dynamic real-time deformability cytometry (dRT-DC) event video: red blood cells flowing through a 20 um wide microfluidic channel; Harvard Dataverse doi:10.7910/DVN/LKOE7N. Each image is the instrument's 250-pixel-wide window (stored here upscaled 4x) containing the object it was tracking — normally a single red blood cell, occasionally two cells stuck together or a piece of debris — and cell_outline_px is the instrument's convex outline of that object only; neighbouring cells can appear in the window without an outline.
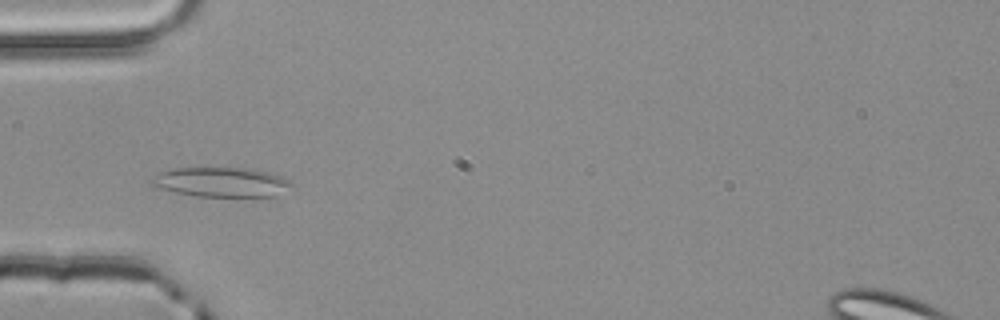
{"species": "common noctule bat (a hibernating species)", "species_latin": "Nyctalus noctula", "temperature_condition": "room temperature", "stored_images_in_passage": 3, "camera_frame_rate_fps": 3000, "um_per_image_px": 0.085, "animal": {"sex": "male", "body_mass_g": 20.4}, "frame": {"image": 1, "passage_image": 3, "time_ms": 0.667, "image_size_px": [1000, 320], "cell_outline_px": [[296, 188], [276, 196], [196, 196], [156, 188], [148, 184], [148, 180], [152, 176], [160, 172], [176, 168], [244, 168], [268, 172], [280, 176], [288, 180]], "centroid_in_image_um": [18.79, 15.49], "position_along_channel_um": 66.2, "area_um2": 24.39}}